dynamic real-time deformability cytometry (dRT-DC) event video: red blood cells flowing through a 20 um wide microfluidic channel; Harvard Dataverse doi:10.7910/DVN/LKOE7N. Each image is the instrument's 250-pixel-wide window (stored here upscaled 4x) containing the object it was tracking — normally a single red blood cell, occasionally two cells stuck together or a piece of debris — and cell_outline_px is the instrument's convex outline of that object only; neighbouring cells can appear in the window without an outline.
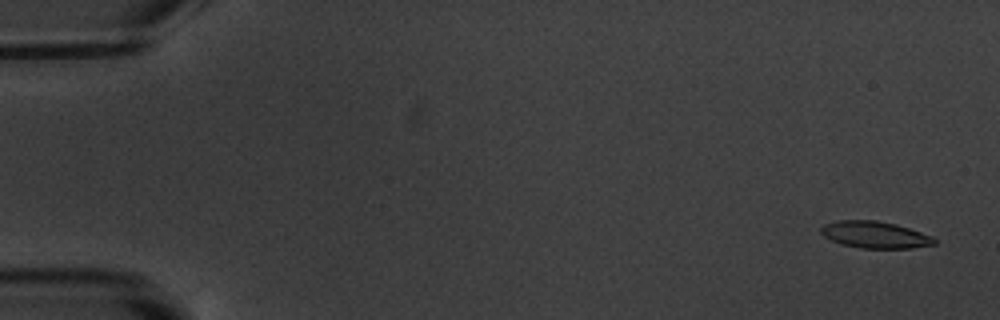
{"species": "common noctule bat (a hibernating species)", "species_latin": "Nyctalus noctula", "temperature_condition": "warm", "stored_images_in_passage": 17, "camera_frame_rate_fps": 3000, "um_per_image_px": 0.085, "animal": {"sex": "male", "body_mass_g": 20.1, "forearm_length_mm": 53.5}, "frame": {"image": 1, "passage_image": 1, "time_ms": 0.0, "image_size_px": [1000, 320], "cell_outline_px": [[936, 244], [912, 248], [860, 248], [840, 244], [824, 236], [820, 232], [820, 228], [824, 224], [836, 220], [876, 220], [896, 224], [932, 236], [936, 240]], "centroid_in_image_um": [74.35, 19.95], "position_along_channel_um": 10.7, "area_um2": 17.74}}
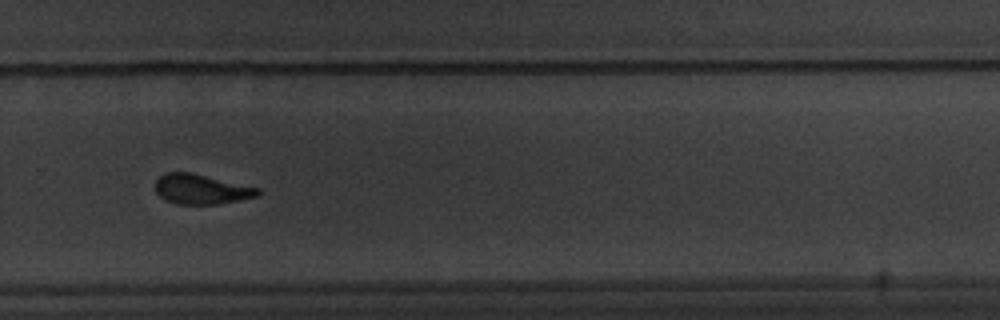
{"frame": {"image": 2, "passage_image": 12, "time_ms": 12.667, "image_size_px": [1000, 320], "cell_outline_px": [[260, 196], [220, 204], [176, 204], [164, 200], [156, 192], [156, 180], [164, 172], [192, 172], [260, 188]], "centroid_in_image_um": [17.12, 16.08], "position_along_channel_um": 312.7, "area_um2": 18.09}}
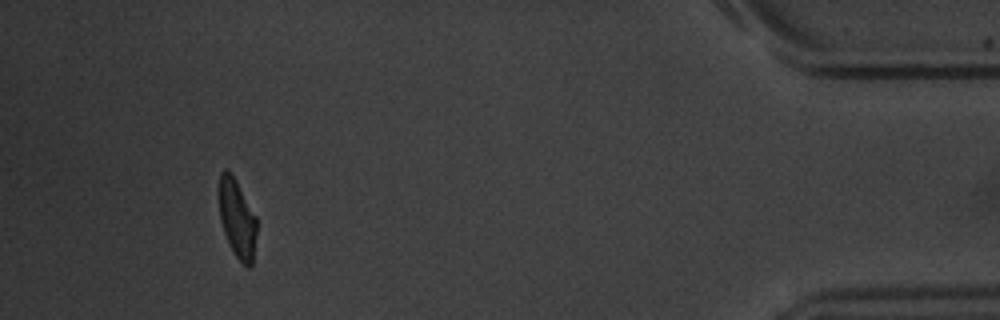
{"frame": {"image": 3, "passage_image": 16, "time_ms": 17.333, "image_size_px": [1000, 320], "cell_outline_px": [[256, 236], [252, 264], [248, 268], [232, 252], [228, 244], [220, 220], [220, 172], [224, 168], [228, 168], [232, 172], [256, 216]], "centroid_in_image_um": [20.16, 18.56], "position_along_channel_um": 415.0, "area_um2": 17.22}, "authors_computed_cell_mechanics": {"area_um2": 18.2648, "velocity_mm_per_s": 3.4946, "shape_relaxation_time_tau1_ms": 1.9715, "shape_relaxation_time_tau2_ms": 2.1232, "deformation_change_tau1": 0.1146, "deformation_change_tau2": 0.0743}}